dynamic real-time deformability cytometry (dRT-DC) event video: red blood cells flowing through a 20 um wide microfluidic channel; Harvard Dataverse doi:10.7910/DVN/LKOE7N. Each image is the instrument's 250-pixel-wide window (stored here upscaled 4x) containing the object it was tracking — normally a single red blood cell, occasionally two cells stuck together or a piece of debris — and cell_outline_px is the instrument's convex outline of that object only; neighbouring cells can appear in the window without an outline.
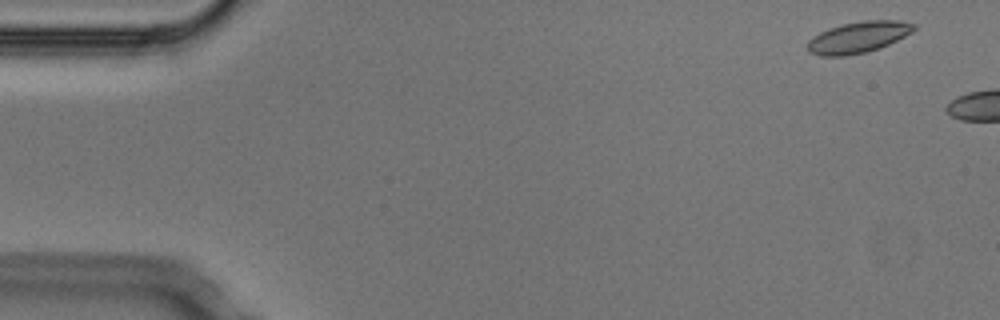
{"species": "Egyptian fruit bat (a non-hibernating species)", "species_latin": "Rousettus aegyptiacus", "temperature_condition": "cold", "stored_images_in_passage": 3, "camera_frame_rate_fps": 3000, "um_per_image_px": 0.085, "animal": {"sex": "male"}, "frame": {"image": 1, "passage_image": 1, "time_ms": 0.0, "image_size_px": [1000, 320], "cell_outline_px": [[916, 28], [912, 32], [880, 48], [868, 52], [844, 56], [820, 56], [808, 52], [808, 40], [820, 32], [844, 24], [864, 20], [896, 20], [916, 24]], "centroid_in_image_um": [72.96, 3.18], "position_along_channel_um": 12.0, "area_um2": 19.25}}